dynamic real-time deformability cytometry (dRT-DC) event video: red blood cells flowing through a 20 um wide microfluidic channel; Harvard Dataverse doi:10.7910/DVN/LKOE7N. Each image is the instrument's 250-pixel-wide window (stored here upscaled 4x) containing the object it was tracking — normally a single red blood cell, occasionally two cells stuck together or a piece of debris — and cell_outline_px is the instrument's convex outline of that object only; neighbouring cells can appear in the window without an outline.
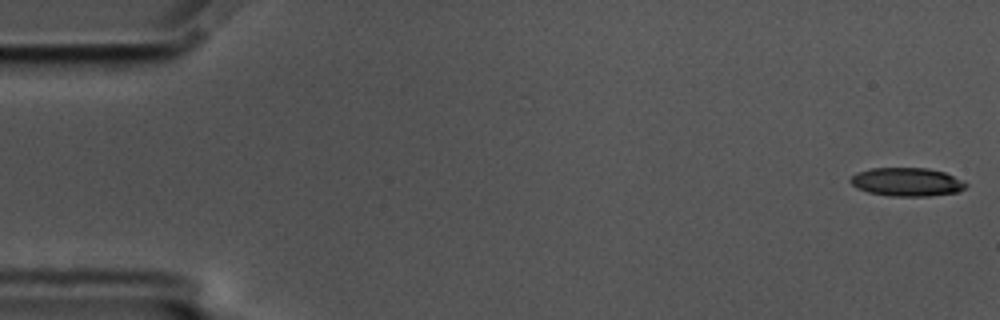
{"species": "common noctule bat (a hibernating species)", "species_latin": "Nyctalus noctula", "temperature_condition": "cold", "stored_images_in_passage": 58, "camera_frame_rate_fps": 3000, "um_per_image_px": 0.085, "animal": {"sex": "male", "body_mass_g": 17.5, "forearm_length_mm": 52.3}, "frame": {"image": 1, "passage_image": 1, "time_ms": 0.0, "image_size_px": [1000, 320], "cell_outline_px": [[968, 184], [964, 188], [956, 192], [928, 196], [888, 196], [868, 192], [856, 188], [848, 180], [856, 172], [872, 168], [928, 168], [944, 172]], "centroid_in_image_um": [77.02, 15.46], "position_along_channel_um": 8.0, "area_um2": 19.07}}
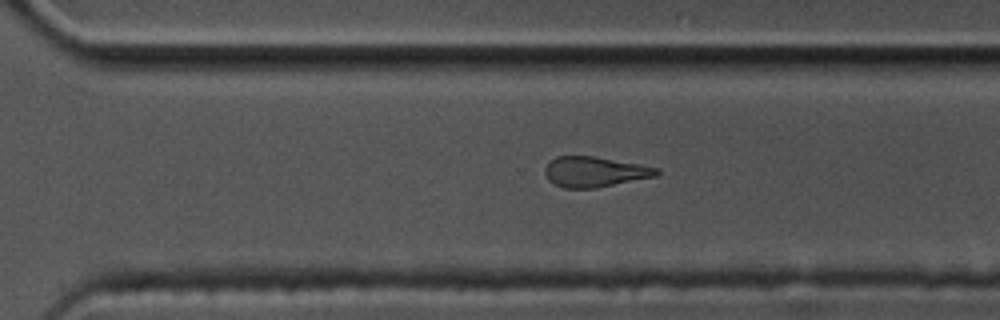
{"frame": {"image": 2, "passage_image": 40, "time_ms": 13.0, "image_size_px": [1000, 320], "cell_outline_px": [[660, 172], [656, 176], [596, 188], [564, 188], [548, 180], [544, 172], [544, 168], [556, 156], [592, 156], [640, 164], [660, 168]], "centroid_in_image_um": [50.56, 14.6], "position_along_channel_um": 320.0, "area_um2": 19.65}}
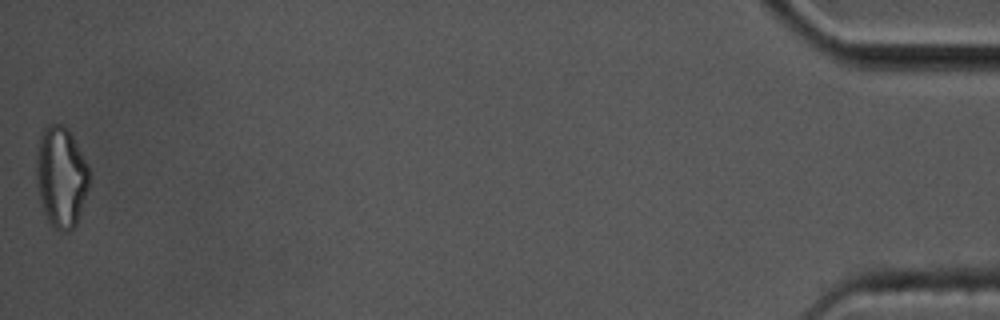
{"frame": {"image": 3, "passage_image": 58, "time_ms": 19.0, "image_size_px": [1000, 320], "cell_outline_px": [[88, 188], [76, 224], [68, 232], [60, 232], [48, 220], [44, 212], [40, 200], [36, 176], [36, 152], [40, 132], [48, 124], [64, 124], [68, 128], [88, 168]], "centroid_in_image_um": [5.16, 15.01], "position_along_channel_um": 430.0, "area_um2": 30.81}, "authors_computed_cell_mechanics": {"area_um2": 20.6346, "velocity_mm_per_s": 3.448, "shape_relaxation_time_tau1_ms": 6.6074, "shape_relaxation_time_tau2_ms": 2.0834, "deformation_change_tau1": 0.1741, "deformation_change_tau2": 0.1096}}